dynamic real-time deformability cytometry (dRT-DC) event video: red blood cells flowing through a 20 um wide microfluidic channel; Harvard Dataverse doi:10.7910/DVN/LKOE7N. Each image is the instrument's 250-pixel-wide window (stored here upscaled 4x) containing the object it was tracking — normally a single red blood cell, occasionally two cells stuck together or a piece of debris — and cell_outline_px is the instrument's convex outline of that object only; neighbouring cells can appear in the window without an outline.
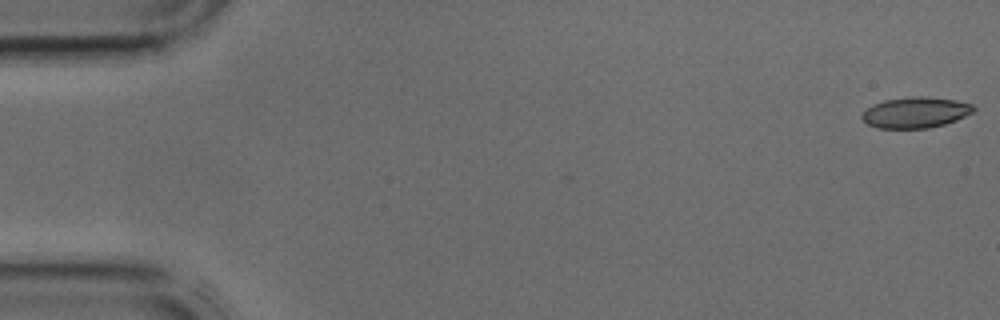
{"species": "common noctule bat (a hibernating species)", "species_latin": "Nyctalus noctula", "temperature_condition": "cold", "stored_images_in_passage": 11, "camera_frame_rate_fps": 3000, "um_per_image_px": 0.085, "animal": {"sex": "male", "body_mass_g": 17.9, "forearm_length_mm": 54.2}, "frame": {"image": 1, "passage_image": 1, "time_ms": 0.0, "image_size_px": [1000, 320], "cell_outline_px": [[976, 108], [972, 112], [956, 120], [944, 124], [928, 128], [876, 128], [868, 124], [860, 116], [872, 104], [884, 100], [912, 96], [924, 96], [956, 100], [972, 104]], "centroid_in_image_um": [77.81, 9.55], "position_along_channel_um": 7.2, "area_um2": 20.0}}
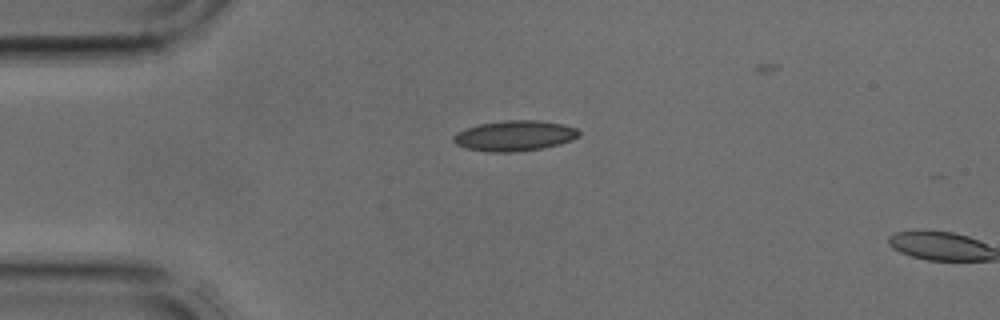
{"frame": {"image": 2, "passage_image": 10, "time_ms": 3.0, "image_size_px": [1000, 320], "cell_outline_px": [[580, 136], [572, 140], [560, 144], [544, 148], [512, 152], [488, 152], [464, 148], [456, 144], [452, 140], [452, 136], [456, 132], [480, 124], [504, 120], [536, 120], [564, 124], [576, 128], [580, 132]], "centroid_in_image_um": [43.74, 11.54], "position_along_channel_um": 41.3, "area_um2": 22.43}}